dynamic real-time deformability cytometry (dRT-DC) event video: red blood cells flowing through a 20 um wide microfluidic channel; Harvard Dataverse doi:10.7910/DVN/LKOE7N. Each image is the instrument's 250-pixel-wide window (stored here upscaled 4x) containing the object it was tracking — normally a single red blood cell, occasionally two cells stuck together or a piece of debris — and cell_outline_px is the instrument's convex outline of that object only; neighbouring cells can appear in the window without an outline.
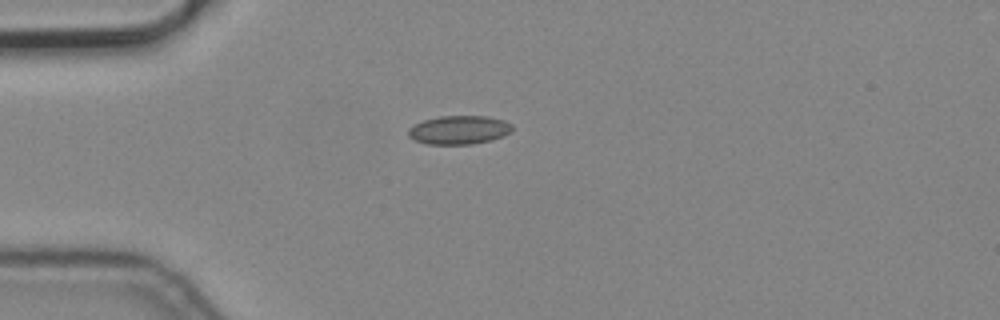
{"species": "common noctule bat (a hibernating species)", "species_latin": "Nyctalus noctula", "temperature_condition": "cold", "stored_images_in_passage": 5, "camera_frame_rate_fps": 3000, "um_per_image_px": 0.085, "animal": {"sex": "male", "body_mass_g": 19.2, "forearm_length_mm": 51.8}, "frame": {"image": 1, "passage_image": 5, "time_ms": 1.333, "image_size_px": [1000, 320], "cell_outline_px": [[512, 132], [504, 136], [492, 140], [472, 144], [428, 144], [412, 140], [408, 136], [408, 128], [412, 124], [424, 120], [440, 116], [488, 116], [504, 120], [512, 124]], "centroid_in_image_um": [39.01, 11.04], "position_along_channel_um": 46.0, "area_um2": 17.63}}